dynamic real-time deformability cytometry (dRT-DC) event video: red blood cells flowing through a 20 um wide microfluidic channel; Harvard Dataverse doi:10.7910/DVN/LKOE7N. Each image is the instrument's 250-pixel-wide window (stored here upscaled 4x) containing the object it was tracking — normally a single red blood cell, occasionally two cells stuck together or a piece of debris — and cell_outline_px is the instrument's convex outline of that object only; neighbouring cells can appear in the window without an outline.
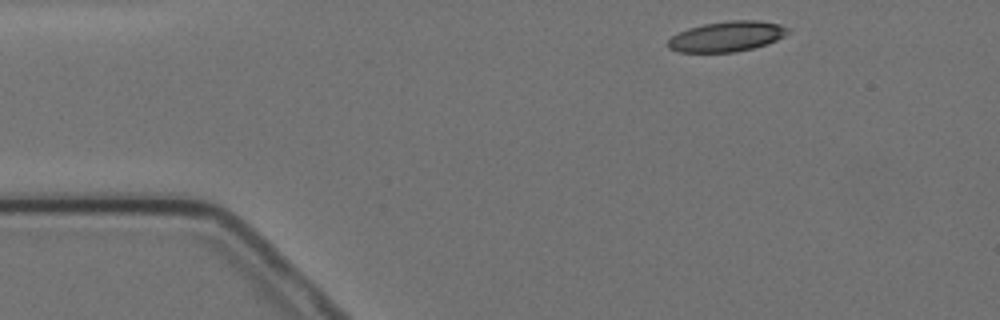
{"species": "Egyptian fruit bat (a non-hibernating species)", "species_latin": "Rousettus aegyptiacus", "temperature_condition": "cold", "stored_images_in_passage": 4, "camera_frame_rate_fps": 3000, "um_per_image_px": 0.085, "animal": {"sex": "female"}, "frame": {"image": 1, "passage_image": 1, "time_ms": 0.0, "image_size_px": [1000, 320], "cell_outline_px": [[792, 28], [784, 36], [776, 40], [752, 48], [736, 52], [680, 52], [668, 48], [668, 40], [672, 36], [688, 28], [704, 24], [728, 20], [760, 20], [780, 24]], "centroid_in_image_um": [61.8, 3.08], "position_along_channel_um": 23.2, "area_um2": 21.15}}
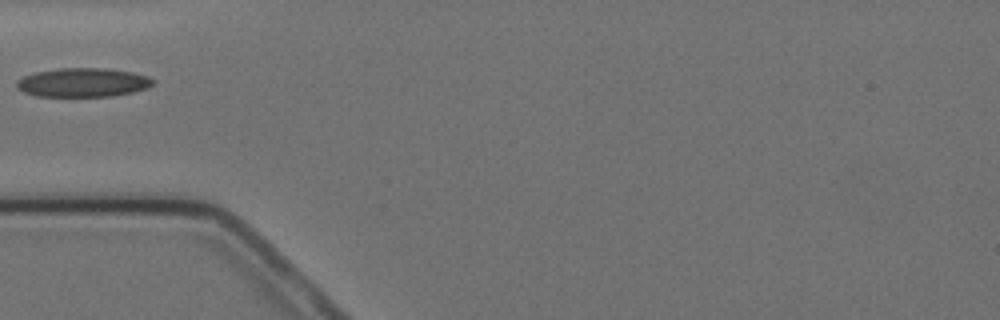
{"frame": {"image": 2, "passage_image": 4, "time_ms": 3.333, "image_size_px": [1000, 320], "cell_outline_px": [[156, 80], [152, 84], [144, 88], [132, 92], [112, 96], [36, 96], [24, 92], [16, 88], [16, 80], [24, 76], [36, 72], [60, 68], [104, 68], [132, 72], [148, 76]], "centroid_in_image_um": [7.02, 7.01], "position_along_channel_um": 78.0, "area_um2": 22.89}}